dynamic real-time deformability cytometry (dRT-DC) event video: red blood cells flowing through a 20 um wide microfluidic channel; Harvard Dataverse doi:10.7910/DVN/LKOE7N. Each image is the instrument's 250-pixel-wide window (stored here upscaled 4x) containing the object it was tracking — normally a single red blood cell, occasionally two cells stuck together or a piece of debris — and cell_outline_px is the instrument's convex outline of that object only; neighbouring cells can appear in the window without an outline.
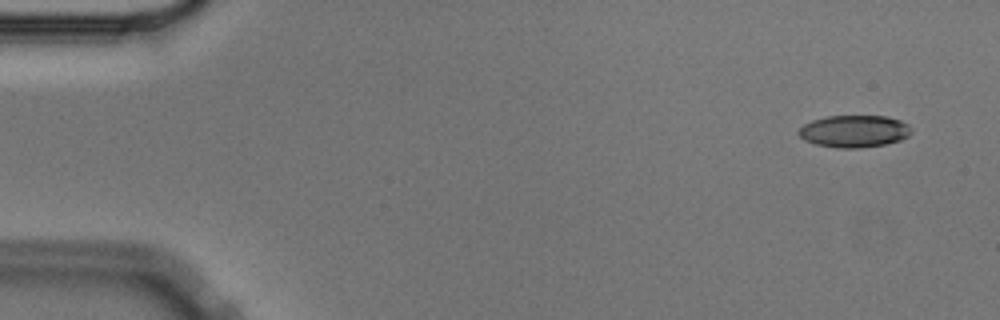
{"species": "Egyptian fruit bat (a non-hibernating species)", "species_latin": "Rousettus aegyptiacus", "temperature_condition": "cold", "stored_images_in_passage": 57, "camera_frame_rate_fps": 3000, "um_per_image_px": 0.085, "animal": {"sex": "male"}, "frame": {"image": 1, "passage_image": 4, "time_ms": 1.0, "image_size_px": [1000, 320], "cell_outline_px": [[912, 132], [908, 136], [900, 140], [884, 144], [860, 148], [836, 148], [816, 144], [804, 140], [796, 132], [804, 124], [812, 120], [828, 116], [888, 116], [900, 120], [908, 124], [912, 128]], "centroid_in_image_um": [72.61, 11.15], "position_along_channel_um": 12.4, "area_um2": 21.21}}
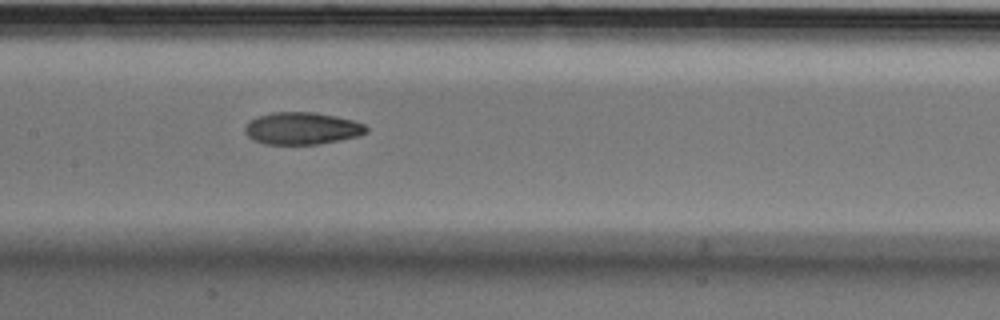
{"frame": {"image": 2, "passage_image": 28, "time_ms": 9.0, "image_size_px": [1000, 320], "cell_outline_px": [[368, 132], [360, 136], [320, 144], [264, 144], [252, 140], [244, 132], [244, 128], [248, 120], [256, 116], [272, 112], [312, 112], [336, 116], [352, 120], [364, 124], [368, 128]], "centroid_in_image_um": [25.64, 10.91], "position_along_channel_um": 181.8, "area_um2": 23.06}}
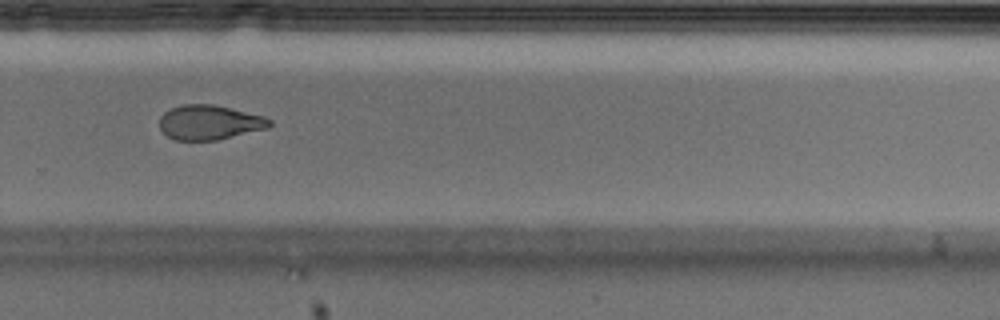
{"frame": {"image": 3, "passage_image": 39, "time_ms": 12.667, "image_size_px": [1000, 320], "cell_outline_px": [[272, 124], [268, 128], [216, 140], [176, 140], [168, 136], [160, 128], [160, 116], [164, 112], [180, 104], [212, 104], [264, 116], [272, 120]], "centroid_in_image_um": [17.8, 10.4], "position_along_channel_um": 312.0, "area_um2": 22.08}, "authors_computed_cell_mechanics": {"area_um2": 22.9466, "velocity_mm_per_s": 3.5705, "shape_relaxation_time_tau1_ms": 5.9777, "shape_relaxation_time_tau2_ms": 4.5331, "deformation_change_tau1": 0.1509, "deformation_change_tau2": 0.1089}}